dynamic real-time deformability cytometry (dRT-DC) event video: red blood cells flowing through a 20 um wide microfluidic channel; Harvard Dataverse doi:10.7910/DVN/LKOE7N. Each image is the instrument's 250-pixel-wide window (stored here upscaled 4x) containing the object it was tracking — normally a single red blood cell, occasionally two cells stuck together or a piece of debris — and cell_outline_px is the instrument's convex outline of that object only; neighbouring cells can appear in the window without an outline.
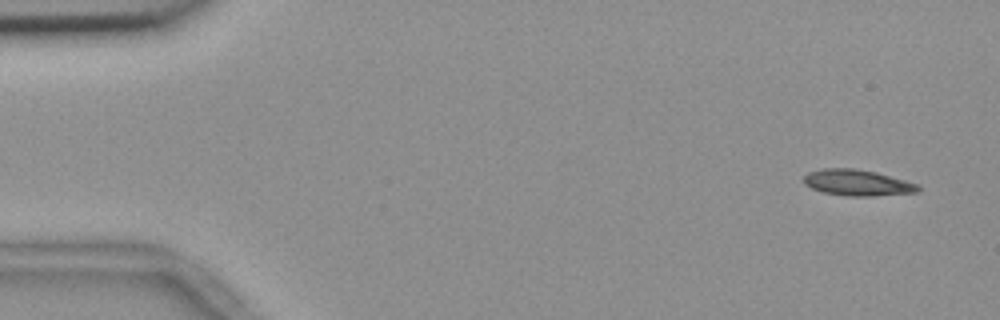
{"species": "common noctule bat (a hibernating species)", "species_latin": "Nyctalus noctula", "temperature_condition": "room temperature", "stored_images_in_passage": 5, "camera_frame_rate_fps": 3000, "um_per_image_px": 0.085, "animal": {"sex": "female", "body_mass_g": 18.4}, "frame": {"image": 1, "passage_image": 1, "time_ms": 0.0, "image_size_px": [1000, 320], "cell_outline_px": [[920, 188], [916, 192], [872, 196], [848, 196], [824, 192], [812, 188], [804, 184], [804, 176], [808, 172], [824, 168], [856, 168], [876, 172], [920, 184]], "centroid_in_image_um": [72.88, 15.52], "position_along_channel_um": 12.1, "area_um2": 17.34}}